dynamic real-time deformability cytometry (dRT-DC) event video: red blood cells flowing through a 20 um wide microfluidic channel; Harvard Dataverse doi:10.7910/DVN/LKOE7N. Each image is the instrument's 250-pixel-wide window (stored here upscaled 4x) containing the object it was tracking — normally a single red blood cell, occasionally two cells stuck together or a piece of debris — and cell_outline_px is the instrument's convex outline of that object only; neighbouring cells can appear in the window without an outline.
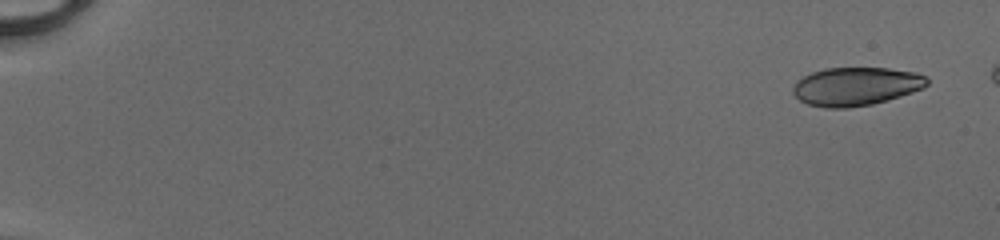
{"species": "human", "species_latin": "Homo sapiens", "temperature_condition": "cold", "stored_images_in_passage": 1, "camera_frame_rate_fps": 3000, "um_per_image_px": 0.085, "donor": {"sex": "male"}, "frame": {"image": 1, "passage_image": 1, "time_ms": 0.0, "image_size_px": [1000, 240], "cell_outline_px": [[916, 88], [880, 100], [860, 104], [824, 104], [844, 68], [872, 68], [900, 72], [916, 76]], "centroid_in_image_um": [73.87, 7.29], "position_along_channel_um": 11.1, "area_um2": 17.34}}